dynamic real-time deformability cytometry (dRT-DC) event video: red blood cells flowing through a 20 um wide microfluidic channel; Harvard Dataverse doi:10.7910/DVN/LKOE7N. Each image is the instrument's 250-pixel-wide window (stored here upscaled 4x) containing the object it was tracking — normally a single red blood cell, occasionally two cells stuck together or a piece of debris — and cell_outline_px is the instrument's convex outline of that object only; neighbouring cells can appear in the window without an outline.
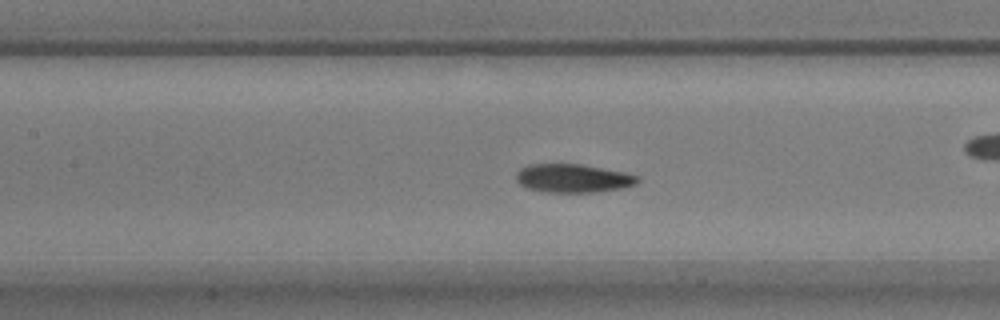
{"species": "common noctule bat (a hibernating species)", "species_latin": "Nyctalus noctula", "temperature_condition": "warm", "stored_images_in_passage": 54, "camera_frame_rate_fps": 3000, "um_per_image_px": 0.085, "animal": {"sex": "male", "body_mass_g": 17.9}, "frame": {"image": 1, "passage_image": 24, "time_ms": 7.667, "image_size_px": [1000, 320], "cell_outline_px": [[640, 180], [636, 184], [624, 188], [592, 192], [548, 192], [528, 188], [520, 184], [516, 180], [516, 172], [520, 168], [528, 164], [580, 164], [624, 172], [640, 176]], "centroid_in_image_um": [48.72, 15.15], "position_along_channel_um": 158.7, "area_um2": 20.17}, "authors_computed_cell_mechanics": {"area_um2": 19.7098, "velocity_mm_per_s": 3.7496, "shape_relaxation_time_tau1_ms": 2.7174, "shape_relaxation_time_tau2_ms": 2.8848, "deformation_change_tau1": 0.1364, "deformation_change_tau2": 0.0725}}